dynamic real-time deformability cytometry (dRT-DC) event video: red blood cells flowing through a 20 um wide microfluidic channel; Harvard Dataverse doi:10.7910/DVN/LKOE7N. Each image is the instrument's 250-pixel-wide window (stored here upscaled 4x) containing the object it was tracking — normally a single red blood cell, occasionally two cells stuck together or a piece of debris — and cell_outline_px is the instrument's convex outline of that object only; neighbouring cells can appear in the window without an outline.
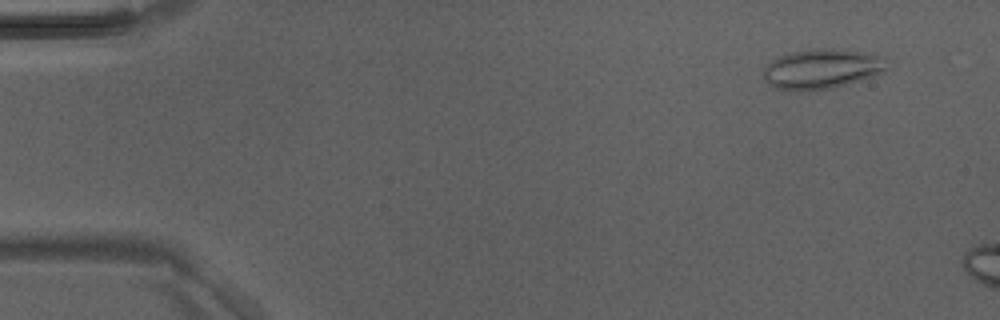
{"species": "Egyptian fruit bat (a non-hibernating species)", "species_latin": "Rousettus aegyptiacus", "temperature_condition": "room temperature", "stored_images_in_passage": 3, "camera_frame_rate_fps": 3000, "um_per_image_px": 0.085, "animal": {"sex": "male"}, "frame": {"image": 1, "passage_image": 1, "time_ms": 0.0, "image_size_px": [1000, 320], "cell_outline_px": [[888, 68], [884, 72], [860, 80], [832, 88], [800, 92], [796, 92], [772, 88], [764, 80], [764, 68], [772, 60], [780, 56], [792, 52], [824, 48], [828, 48], [884, 56]], "centroid_in_image_um": [69.82, 5.89], "position_along_channel_um": 15.2, "area_um2": 28.61}}